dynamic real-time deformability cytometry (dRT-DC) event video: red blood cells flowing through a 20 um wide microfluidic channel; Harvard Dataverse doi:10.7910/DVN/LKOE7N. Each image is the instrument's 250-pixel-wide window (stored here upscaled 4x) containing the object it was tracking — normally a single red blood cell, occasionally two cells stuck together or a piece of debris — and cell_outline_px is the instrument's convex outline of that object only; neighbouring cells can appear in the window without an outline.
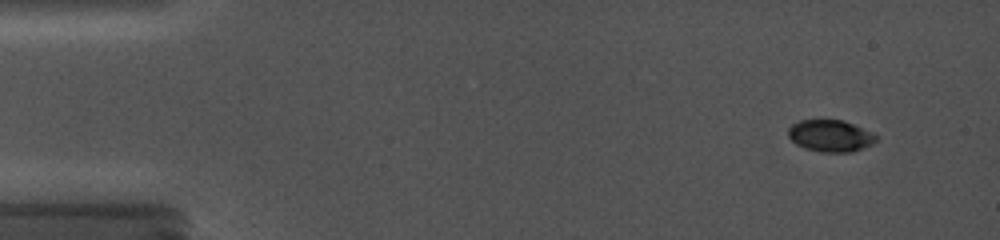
{"species": "common noctule bat (a hibernating species)", "species_latin": "Nyctalus noctula", "temperature_condition": "cold", "stored_images_in_passage": 19, "camera_frame_rate_fps": 5000, "um_per_image_px": 0.085, "animal": {"sex": "female", "body_mass_g": 19.0, "forearm_length_mm": 56.7}, "frame": {"image": 1, "passage_image": 2, "time_ms": 1.2, "image_size_px": [1000, 240], "cell_outline_px": [[880, 136], [872, 144], [852, 152], [820, 152], [804, 148], [796, 144], [788, 136], [788, 128], [792, 124], [800, 120], [820, 116], [844, 120], [872, 132]], "centroid_in_image_um": [70.56, 11.49], "position_along_channel_um": 14.4, "area_um2": 17.05}}
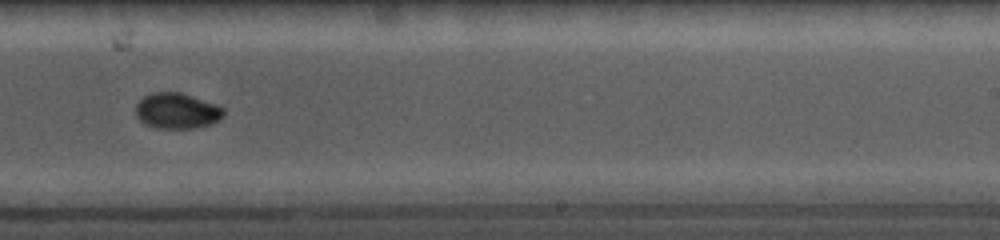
{"frame": {"image": 2, "passage_image": 14, "time_ms": 11.0, "image_size_px": [1000, 240], "cell_outline_px": [[224, 116], [220, 120], [212, 124], [196, 128], [156, 128], [144, 124], [136, 116], [136, 104], [144, 96], [152, 92], [180, 92], [216, 104], [224, 108]], "centroid_in_image_um": [15.05, 9.43], "position_along_channel_um": 273.9, "area_um2": 18.44}}
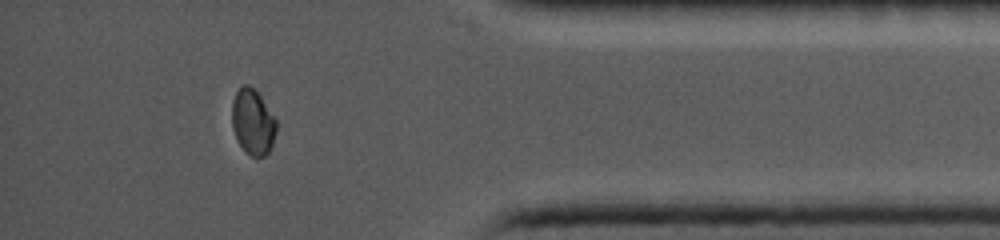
{"frame": {"image": 3, "passage_image": 18, "time_ms": 15.0, "image_size_px": [1000, 240], "cell_outline_px": [[276, 132], [272, 144], [268, 152], [264, 156], [252, 156], [240, 144], [232, 128], [232, 100], [236, 92], [244, 84], [248, 84], [256, 88], [276, 120]], "centroid_in_image_um": [21.49, 10.31], "position_along_channel_um": 413.7, "area_um2": 16.82}}